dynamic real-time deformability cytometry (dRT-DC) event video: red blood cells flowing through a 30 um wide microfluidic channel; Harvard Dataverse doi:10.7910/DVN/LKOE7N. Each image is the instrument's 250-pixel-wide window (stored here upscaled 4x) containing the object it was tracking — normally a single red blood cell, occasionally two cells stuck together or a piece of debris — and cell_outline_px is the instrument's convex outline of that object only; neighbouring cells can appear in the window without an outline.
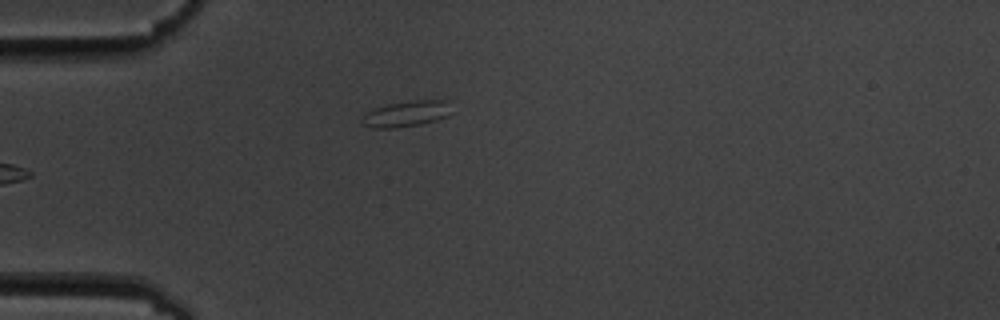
{"species": "common noctule bat (a hibernating species)", "species_latin": "Nyctalus noctula", "temperature_condition": "cold", "stored_images_in_passage": 5, "camera_frame_rate_fps": 3000, "um_per_image_px": 0.085, "animal": {"sex": "male", "body_mass_g": 19.5, "forearm_length_mm": 54.6}, "frame": {"image": 1, "passage_image": 5, "time_ms": 5.333, "image_size_px": [1000, 320], "cell_outline_px": [[448, 116], [436, 120], [420, 124], [396, 128], [372, 128], [360, 124], [364, 112], [388, 104], [412, 100], [448, 100]], "centroid_in_image_um": [34.47, 9.68], "position_along_channel_um": 50.5, "area_um2": 13.47}}